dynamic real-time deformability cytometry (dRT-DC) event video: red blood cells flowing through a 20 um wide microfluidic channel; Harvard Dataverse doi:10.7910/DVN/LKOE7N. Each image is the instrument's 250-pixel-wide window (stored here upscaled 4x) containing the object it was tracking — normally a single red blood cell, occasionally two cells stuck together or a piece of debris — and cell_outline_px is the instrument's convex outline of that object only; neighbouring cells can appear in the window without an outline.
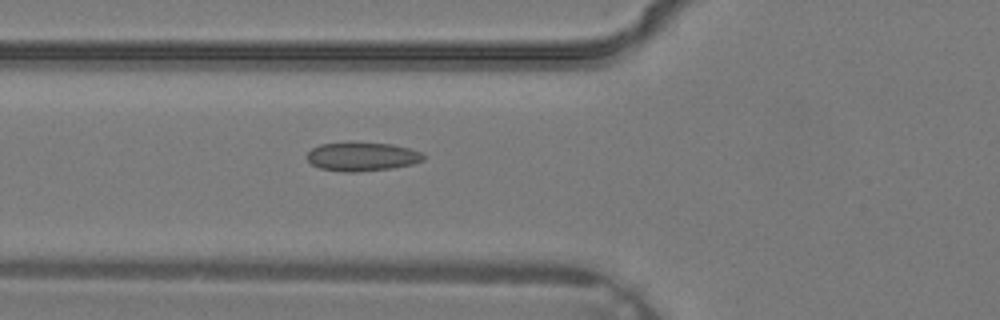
{"species": "common noctule bat (a hibernating species)", "species_latin": "Nyctalus noctula", "temperature_condition": "warm", "stored_images_in_passage": 4, "camera_frame_rate_fps": 3000, "um_per_image_px": 0.085, "animal": {"sex": "male", "body_mass_g": 19.2, "forearm_length_mm": 51.8}, "frame": {"image": 1, "passage_image": 4, "time_ms": 1.0, "image_size_px": [1000, 320], "cell_outline_px": [[424, 160], [412, 164], [392, 168], [356, 172], [344, 172], [320, 168], [312, 164], [308, 160], [308, 152], [312, 148], [320, 144], [392, 144], [408, 148], [420, 152], [424, 156]], "centroid_in_image_um": [30.78, 13.34], "position_along_channel_um": 95.0, "area_um2": 18.9}}